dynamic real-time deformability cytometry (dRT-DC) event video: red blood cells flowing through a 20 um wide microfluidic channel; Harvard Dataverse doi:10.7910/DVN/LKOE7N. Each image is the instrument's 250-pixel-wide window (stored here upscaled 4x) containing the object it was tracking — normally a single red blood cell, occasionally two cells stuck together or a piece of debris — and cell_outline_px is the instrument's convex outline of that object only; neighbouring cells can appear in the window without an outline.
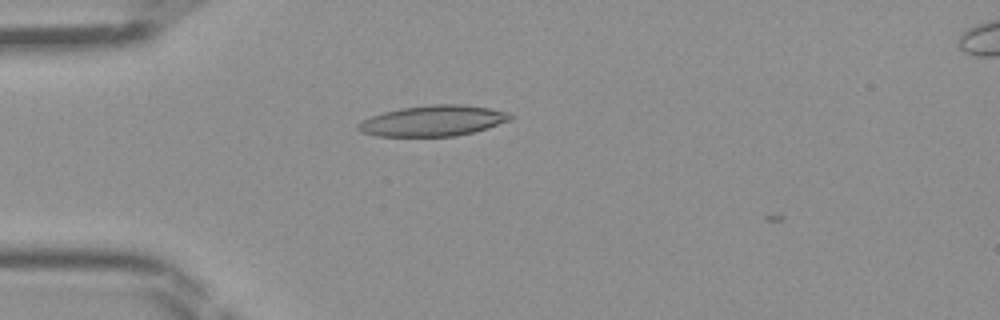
{"species": "Egyptian fruit bat (a non-hibernating species)", "species_latin": "Rousettus aegyptiacus", "temperature_condition": "room temperature", "stored_images_in_passage": 7, "camera_frame_rate_fps": 3000, "um_per_image_px": 0.085, "frame": {"image": 1, "passage_image": 6, "time_ms": 1.667, "image_size_px": [1000, 320], "cell_outline_px": [[512, 120], [488, 128], [456, 136], [376, 136], [360, 132], [356, 128], [356, 124], [372, 116], [384, 112], [400, 108], [432, 104], [460, 104], [488, 108], [508, 112], [512, 116]], "centroid_in_image_um": [36.8, 10.27], "position_along_channel_um": 48.2, "area_um2": 27.22}}